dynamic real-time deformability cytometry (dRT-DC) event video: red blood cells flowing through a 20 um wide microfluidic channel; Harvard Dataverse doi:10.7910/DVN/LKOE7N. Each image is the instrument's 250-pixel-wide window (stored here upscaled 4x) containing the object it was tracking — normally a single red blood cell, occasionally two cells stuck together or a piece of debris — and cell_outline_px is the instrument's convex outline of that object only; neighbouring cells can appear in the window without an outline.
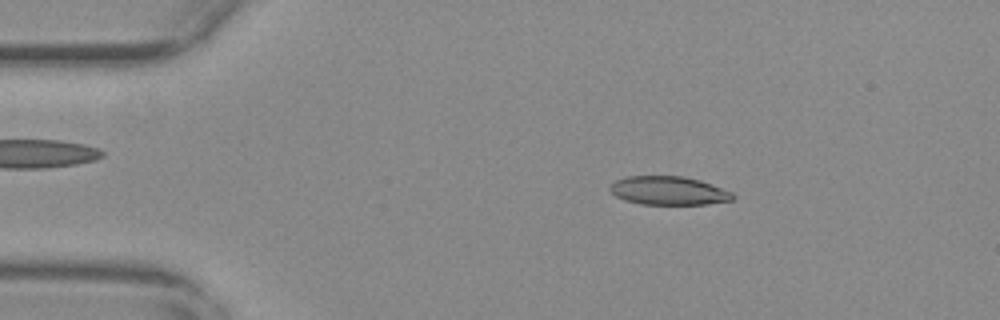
{"species": "common noctule bat (a hibernating species)", "species_latin": "Nyctalus noctula", "temperature_condition": "warm", "stored_images_in_passage": 50, "camera_frame_rate_fps": 3000, "um_per_image_px": 0.085, "animal": {"sex": "female", "body_mass_g": 29.2, "forearm_length_mm": 56.3}, "frame": {"image": 1, "passage_image": 5, "time_ms": 1.333, "image_size_px": [1000, 320], "cell_outline_px": [[736, 196], [732, 200], [708, 204], [640, 204], [624, 200], [616, 196], [608, 188], [616, 180], [628, 176], [684, 176], [700, 180], [712, 184], [732, 192]], "centroid_in_image_um": [56.85, 16.2], "position_along_channel_um": 28.2, "area_um2": 20.46}}
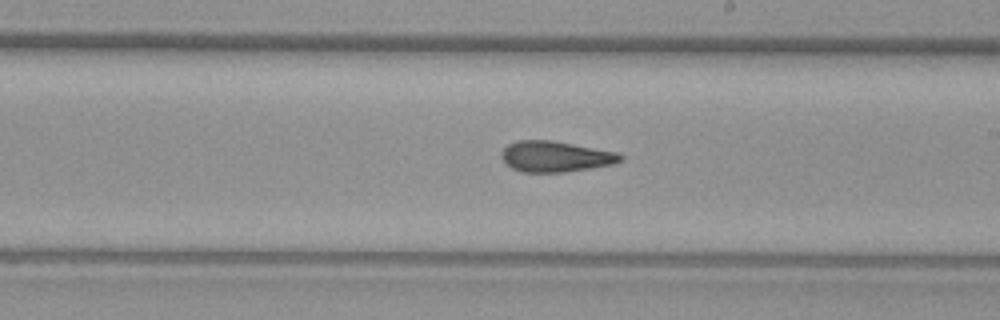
{"frame": {"image": 2, "passage_image": 27, "time_ms": 8.667, "image_size_px": [1000, 320], "cell_outline_px": [[624, 160], [612, 164], [564, 172], [520, 172], [512, 168], [500, 156], [500, 152], [508, 144], [520, 140], [552, 140], [616, 152], [624, 156]], "centroid_in_image_um": [47.2, 13.3], "position_along_channel_um": 241.8, "area_um2": 21.21}}
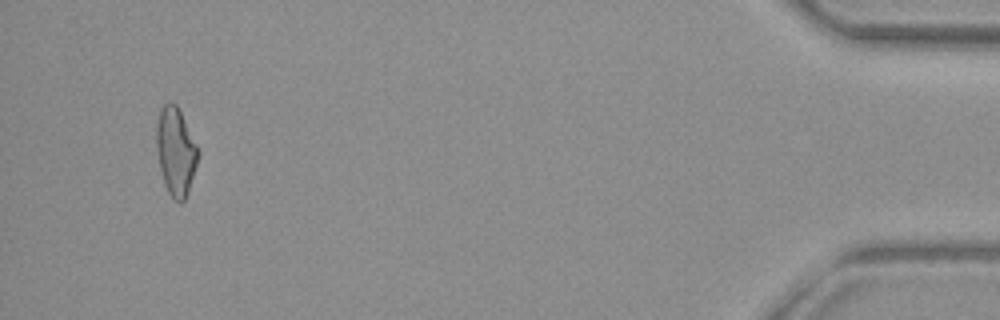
{"frame": {"image": 3, "passage_image": 48, "time_ms": 15.667, "image_size_px": [1000, 320], "cell_outline_px": [[200, 152], [188, 192], [184, 200], [180, 204], [168, 192], [164, 184], [160, 168], [156, 148], [156, 128], [160, 108], [164, 104], [176, 104]], "centroid_in_image_um": [14.93, 12.89], "position_along_channel_um": 420.3, "area_um2": 20.98}, "authors_computed_cell_mechanics": {"area_um2": 21.2126, "velocity_mm_per_s": 3.7342, "shape_relaxation_time_tau1_ms": null, "shape_relaxation_time_tau2_ms": 2.128, "deformation_change_tau1": null, "deformation_change_tau2": 0.0959}}